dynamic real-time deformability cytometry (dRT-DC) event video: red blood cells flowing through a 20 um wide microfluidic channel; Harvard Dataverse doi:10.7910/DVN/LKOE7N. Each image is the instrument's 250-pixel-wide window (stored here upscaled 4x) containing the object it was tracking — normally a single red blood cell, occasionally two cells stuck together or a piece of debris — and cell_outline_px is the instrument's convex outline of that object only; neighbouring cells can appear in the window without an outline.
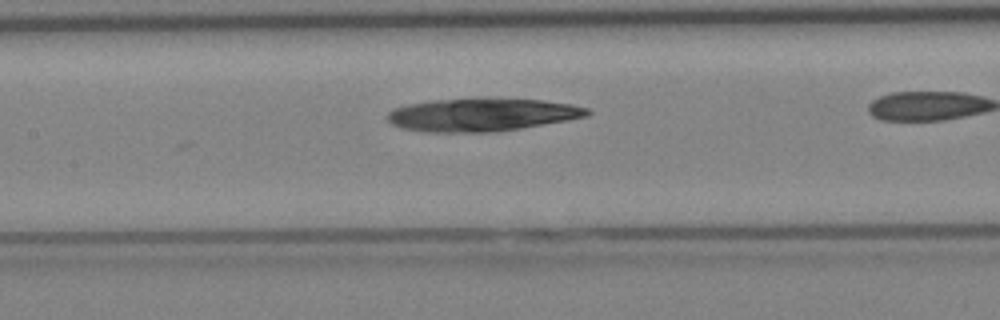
{"species": "Egyptian fruit bat (a non-hibernating species)", "species_latin": "Rousettus aegyptiacus", "temperature_condition": "cold", "stored_images_in_passage": 5, "camera_frame_rate_fps": 3000, "um_per_image_px": 0.085, "animal": {"sex": "female"}, "frame": {"image": 1, "passage_image": 5, "time_ms": 1.333, "image_size_px": [1000, 320], "cell_outline_px": [[592, 112], [584, 116], [564, 120], [520, 128], [492, 132], [424, 132], [400, 128], [392, 124], [384, 116], [392, 108], [408, 104], [432, 100], [544, 100], [572, 104], [588, 108]], "centroid_in_image_um": [40.86, 9.77], "position_along_channel_um": 166.5, "area_um2": 37.57}}